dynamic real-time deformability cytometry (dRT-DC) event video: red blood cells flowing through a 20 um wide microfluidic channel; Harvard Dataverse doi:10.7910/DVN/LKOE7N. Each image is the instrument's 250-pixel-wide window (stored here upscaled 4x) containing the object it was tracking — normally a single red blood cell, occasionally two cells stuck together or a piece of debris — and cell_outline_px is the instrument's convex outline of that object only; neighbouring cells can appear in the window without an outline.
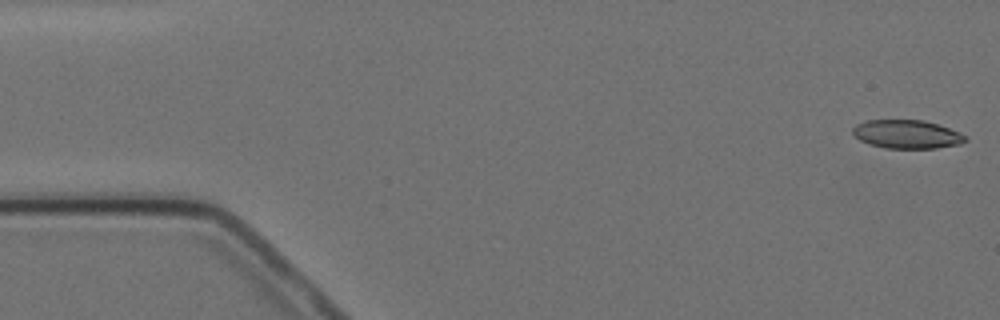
{"species": "Egyptian fruit bat (a non-hibernating species)", "species_latin": "Rousettus aegyptiacus", "temperature_condition": "cold", "stored_images_in_passage": 4, "camera_frame_rate_fps": 3000, "um_per_image_px": 0.085, "animal": {"sex": "female"}, "frame": {"image": 1, "passage_image": 1, "time_ms": 0.0, "image_size_px": [1000, 320], "cell_outline_px": [[968, 140], [960, 144], [936, 148], [884, 148], [868, 144], [860, 140], [852, 132], [852, 128], [856, 124], [864, 120], [924, 120], [960, 132], [968, 136]], "centroid_in_image_um": [77.09, 11.41], "position_along_channel_um": 7.9, "area_um2": 18.84}}